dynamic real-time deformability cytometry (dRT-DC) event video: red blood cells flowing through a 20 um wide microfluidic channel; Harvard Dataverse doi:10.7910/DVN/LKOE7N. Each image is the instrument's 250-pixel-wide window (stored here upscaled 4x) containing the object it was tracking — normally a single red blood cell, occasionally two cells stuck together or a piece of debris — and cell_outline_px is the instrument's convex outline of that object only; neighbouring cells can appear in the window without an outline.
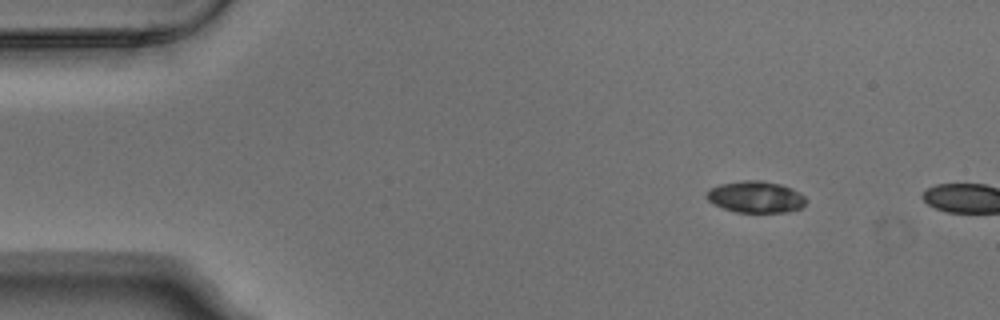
{"species": "Egyptian fruit bat (a non-hibernating species)", "species_latin": "Rousettus aegyptiacus", "temperature_condition": "warm", "stored_images_in_passage": 2, "camera_frame_rate_fps": 3000, "um_per_image_px": 0.085, "animal": {"sex": "male"}, "frame": {"image": 1, "passage_image": 1, "time_ms": 0.0, "image_size_px": [1000, 320], "cell_outline_px": [[808, 200], [800, 208], [788, 212], [736, 212], [724, 208], [708, 200], [704, 196], [708, 188], [720, 184], [744, 180], [760, 180], [780, 184], [792, 188], [800, 192]], "centroid_in_image_um": [64.23, 16.73], "position_along_channel_um": 20.8, "area_um2": 18.38}}